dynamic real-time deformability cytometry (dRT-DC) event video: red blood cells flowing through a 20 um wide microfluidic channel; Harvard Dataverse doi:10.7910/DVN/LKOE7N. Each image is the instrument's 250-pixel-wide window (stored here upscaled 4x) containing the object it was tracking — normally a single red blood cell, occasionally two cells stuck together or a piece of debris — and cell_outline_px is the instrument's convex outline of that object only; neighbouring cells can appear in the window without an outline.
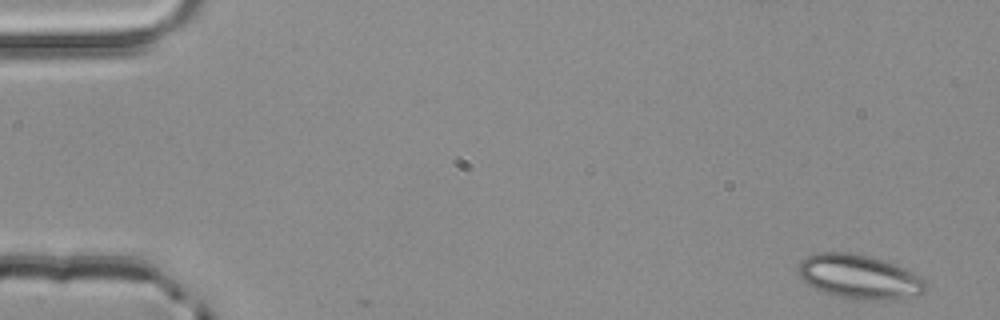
{"species": "common noctule bat (a hibernating species)", "species_latin": "Nyctalus noctula", "temperature_condition": "room temperature", "stored_images_in_passage": 4, "camera_frame_rate_fps": 3000, "um_per_image_px": 0.085, "animal": {"sex": "male", "body_mass_g": 20.4}, "frame": {"image": 1, "passage_image": 1, "time_ms": 0.0, "image_size_px": [1000, 320], "cell_outline_px": [[928, 288], [924, 292], [916, 296], [900, 300], [852, 300], [820, 292], [808, 284], [800, 276], [800, 260], [816, 252], [848, 252], [868, 256], [884, 260], [896, 264], [920, 276], [928, 284]], "centroid_in_image_um": [73.09, 23.55], "position_along_channel_um": 11.9, "area_um2": 33.35}}